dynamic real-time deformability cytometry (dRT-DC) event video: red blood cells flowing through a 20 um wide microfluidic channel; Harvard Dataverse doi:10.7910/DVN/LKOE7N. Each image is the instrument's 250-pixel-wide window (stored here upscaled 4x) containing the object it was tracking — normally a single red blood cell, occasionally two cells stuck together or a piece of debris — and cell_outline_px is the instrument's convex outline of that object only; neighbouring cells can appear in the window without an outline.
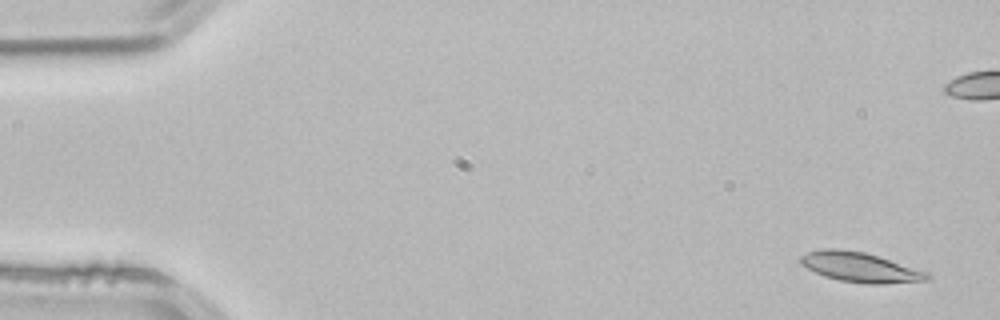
{"species": "common noctule bat (a hibernating species)", "species_latin": "Nyctalus noctula", "temperature_condition": "room temperature", "stored_images_in_passage": 4, "camera_frame_rate_fps": 3000, "um_per_image_px": 0.085, "animal": {"sex": "male", "body_mass_g": 21.5, "forearm_length_mm": 52.0}, "frame": {"image": 1, "passage_image": 1, "time_ms": 0.0, "image_size_px": [1000, 320], "cell_outline_px": [[932, 276], [928, 280], [884, 284], [868, 284], [840, 280], [824, 276], [800, 264], [800, 256], [808, 252], [820, 248], [840, 248], [864, 252], [928, 272]], "centroid_in_image_um": [73.1, 22.71], "position_along_channel_um": 11.9, "area_um2": 21.91}}
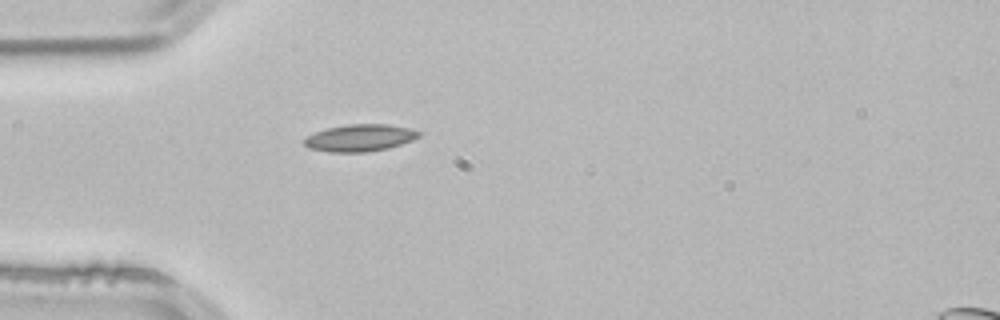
{"frame": {"image": 2, "passage_image": 4, "time_ms": 1.0, "image_size_px": [1000, 320], "cell_outline_px": [[420, 136], [412, 140], [388, 148], [364, 152], [328, 152], [308, 148], [304, 144], [304, 140], [308, 136], [316, 132], [328, 128], [348, 124], [388, 124], [408, 128], [420, 132]], "centroid_in_image_um": [30.58, 11.72], "position_along_channel_um": 54.4, "area_um2": 17.86}}